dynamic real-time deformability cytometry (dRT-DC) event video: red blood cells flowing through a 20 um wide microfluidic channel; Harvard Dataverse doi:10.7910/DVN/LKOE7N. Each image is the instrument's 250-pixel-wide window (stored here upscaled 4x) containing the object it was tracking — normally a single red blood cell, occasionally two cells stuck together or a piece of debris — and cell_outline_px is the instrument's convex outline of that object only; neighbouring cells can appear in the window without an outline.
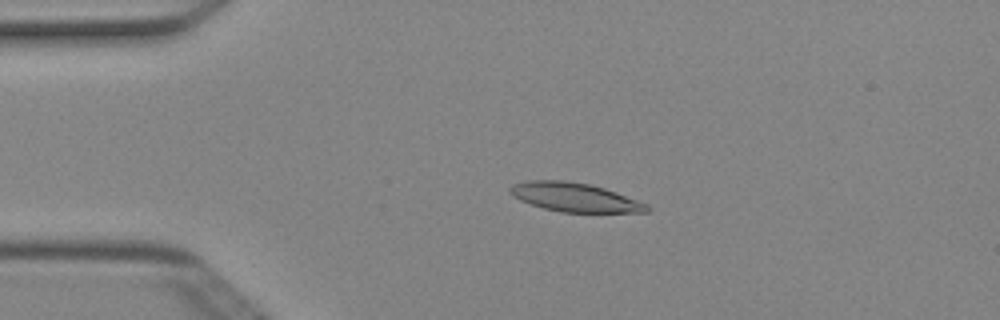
{"species": "Egyptian fruit bat (a non-hibernating species)", "species_latin": "Rousettus aegyptiacus", "temperature_condition": "cold", "stored_images_in_passage": 43, "camera_frame_rate_fps": 3000, "um_per_image_px": 0.085, "animal": {"sex": "female"}, "frame": {"image": 1, "passage_image": 4, "time_ms": 1.0, "image_size_px": [1000, 320], "cell_outline_px": [[652, 208], [648, 212], [560, 212], [544, 208], [520, 200], [512, 196], [508, 192], [508, 188], [512, 184], [524, 180], [564, 180], [588, 184], [604, 188], [616, 192], [648, 204]], "centroid_in_image_um": [48.82, 16.76], "position_along_channel_um": 36.2, "area_um2": 23.12}}
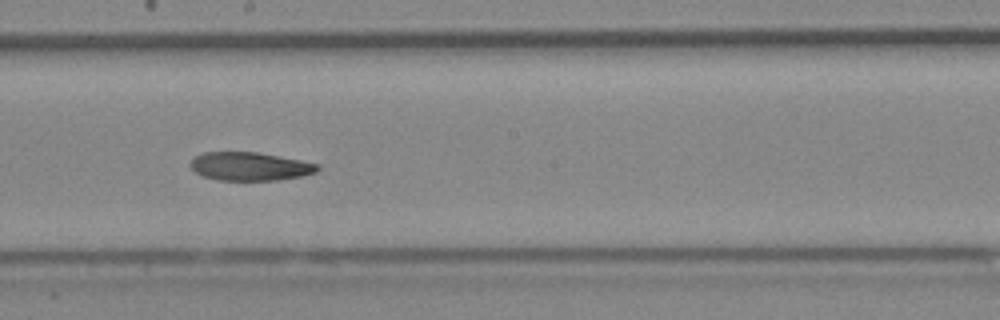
{"frame": {"image": 2, "passage_image": 21, "time_ms": 6.667, "image_size_px": [1000, 320], "cell_outline_px": [[320, 168], [316, 172], [300, 176], [276, 180], [220, 180], [204, 176], [196, 172], [188, 164], [196, 156], [204, 152], [256, 152], [300, 160], [320, 164]], "centroid_in_image_um": [21.25, 14.14], "position_along_channel_um": 227.0, "area_um2": 20.81}}
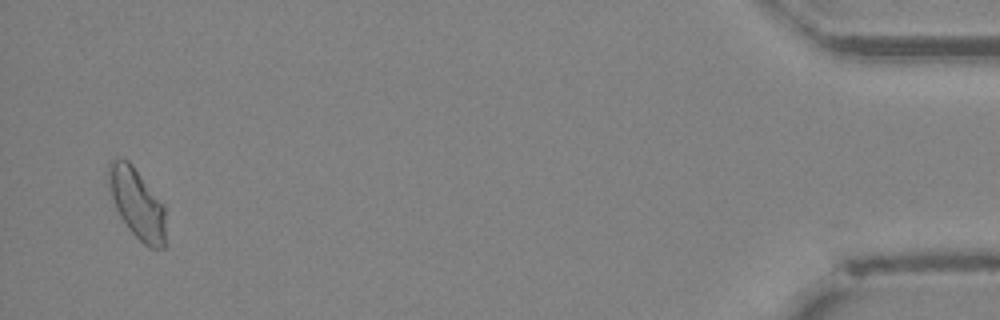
{"frame": {"image": 3, "passage_image": 42, "time_ms": 13.667, "image_size_px": [1000, 320], "cell_outline_px": [[164, 248], [148, 248], [128, 228], [120, 216], [116, 208], [108, 184], [108, 164], [112, 160], [128, 160], [132, 164], [164, 204]], "centroid_in_image_um": [11.64, 17.29], "position_along_channel_um": 423.6, "area_um2": 22.95}}